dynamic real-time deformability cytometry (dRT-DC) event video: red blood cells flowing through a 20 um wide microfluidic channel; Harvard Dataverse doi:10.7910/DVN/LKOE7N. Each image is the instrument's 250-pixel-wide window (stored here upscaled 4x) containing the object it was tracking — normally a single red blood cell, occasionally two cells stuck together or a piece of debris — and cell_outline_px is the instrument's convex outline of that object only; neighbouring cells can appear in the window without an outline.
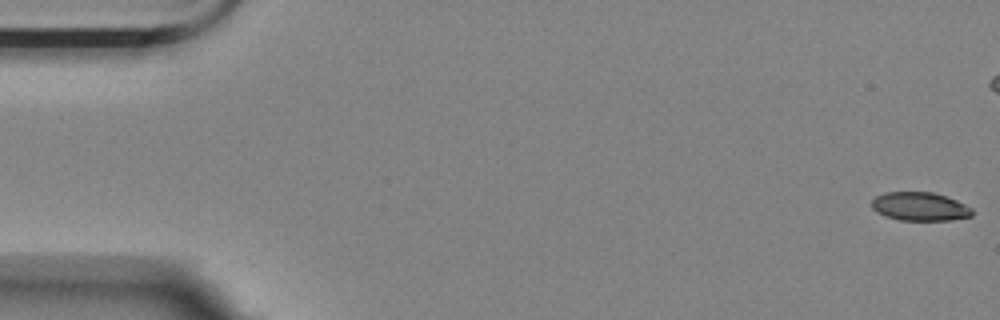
{"species": "Egyptian fruit bat (a non-hibernating species)", "species_latin": "Rousettus aegyptiacus", "temperature_condition": "room temperature", "stored_images_in_passage": 6, "camera_frame_rate_fps": 3000, "um_per_image_px": 0.085, "animal": {"sex": "female"}, "frame": {"image": 1, "passage_image": 1, "time_ms": 0.0, "image_size_px": [1000, 320], "cell_outline_px": [[972, 216], [948, 220], [900, 220], [884, 216], [876, 212], [872, 208], [872, 200], [876, 196], [884, 192], [932, 192], [956, 200], [972, 208]], "centroid_in_image_um": [78.15, 17.55], "position_along_channel_um": 6.8, "area_um2": 16.65}}
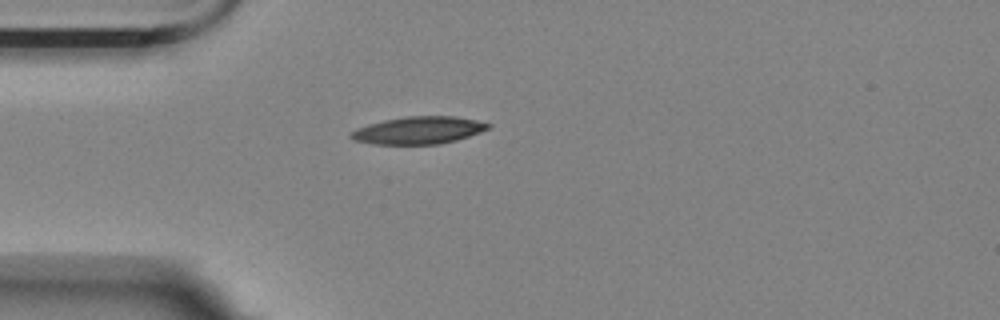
{"frame": {"image": 2, "passage_image": 5, "time_ms": 1.333, "image_size_px": [1000, 320], "cell_outline_px": [[492, 124], [488, 128], [480, 132], [456, 140], [440, 144], [376, 144], [352, 140], [348, 136], [356, 128], [368, 124], [384, 120], [408, 116], [452, 116], [476, 120]], "centroid_in_image_um": [35.55, 11.07], "position_along_channel_um": 49.5, "area_um2": 21.79}}